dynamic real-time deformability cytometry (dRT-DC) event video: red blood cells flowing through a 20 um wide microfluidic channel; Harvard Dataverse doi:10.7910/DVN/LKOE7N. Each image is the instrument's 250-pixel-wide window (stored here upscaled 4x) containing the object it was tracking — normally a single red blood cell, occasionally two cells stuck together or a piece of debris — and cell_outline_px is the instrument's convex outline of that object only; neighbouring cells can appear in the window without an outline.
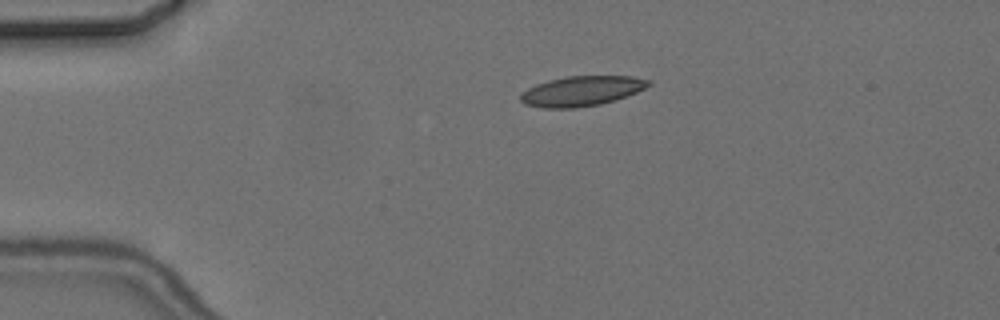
{"species": "common noctule bat (a hibernating species)", "species_latin": "Nyctalus noctula", "temperature_condition": "cold", "stored_images_in_passage": 4, "camera_frame_rate_fps": 3000, "um_per_image_px": 0.085, "animal": {"sex": "female", "body_mass_g": 24.6, "forearm_length_mm": 56.2}, "frame": {"image": 1, "passage_image": 1, "time_ms": 0.0, "image_size_px": [1000, 320], "cell_outline_px": [[652, 84], [636, 92], [616, 100], [600, 104], [576, 108], [544, 108], [524, 104], [520, 100], [520, 96], [528, 88], [536, 84], [548, 80], [568, 76], [632, 76], [652, 80]], "centroid_in_image_um": [49.46, 7.74], "position_along_channel_um": 35.5, "area_um2": 22.37}}
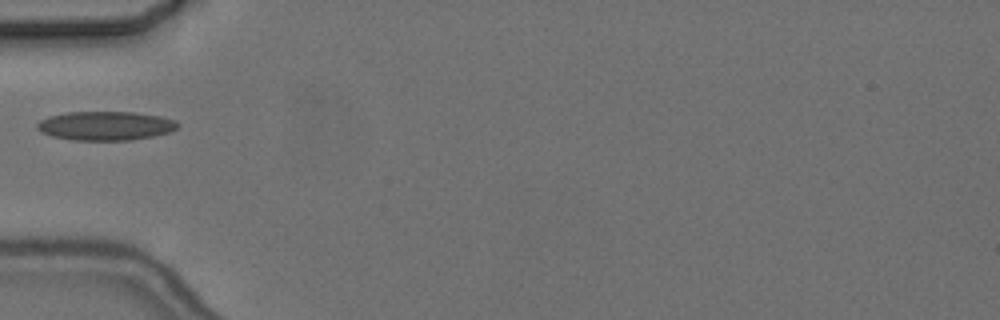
{"frame": {"image": 2, "passage_image": 3, "time_ms": 2.333, "image_size_px": [1000, 320], "cell_outline_px": [[180, 124], [176, 128], [168, 132], [152, 136], [132, 140], [72, 140], [52, 136], [40, 132], [36, 128], [36, 124], [40, 120], [48, 116], [68, 112], [132, 112], [160, 116], [176, 120]], "centroid_in_image_um": [8.94, 10.69], "position_along_channel_um": 76.1, "area_um2": 23.76}}